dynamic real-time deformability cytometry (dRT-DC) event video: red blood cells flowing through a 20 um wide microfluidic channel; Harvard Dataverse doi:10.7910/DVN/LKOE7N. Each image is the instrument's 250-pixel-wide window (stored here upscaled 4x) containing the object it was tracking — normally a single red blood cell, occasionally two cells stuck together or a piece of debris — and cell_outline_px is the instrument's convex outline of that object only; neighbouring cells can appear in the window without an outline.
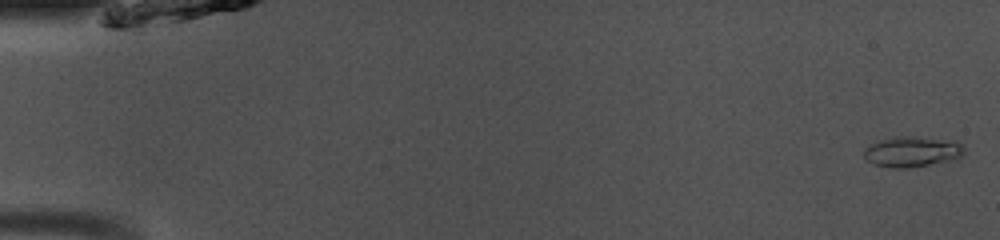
{"species": "common noctule bat (a hibernating species)", "species_latin": "Nyctalus noctula", "temperature_condition": "room temperature", "stored_images_in_passage": 49, "camera_frame_rate_fps": 3000, "um_per_image_px": 0.085, "animal": {"sex": "male", "body_mass_g": 13.0, "forearm_length_mm": 53.1}, "frame": {"image": 1, "passage_image": 1, "time_ms": 0.0, "image_size_px": [1000, 240], "cell_outline_px": [[964, 152], [960, 156], [928, 164], [904, 168], [892, 168], [872, 164], [864, 160], [864, 148], [872, 144], [884, 140], [908, 136], [956, 140], [964, 144]], "centroid_in_image_um": [77.51, 12.89], "position_along_channel_um": 7.5, "area_um2": 17.4}}
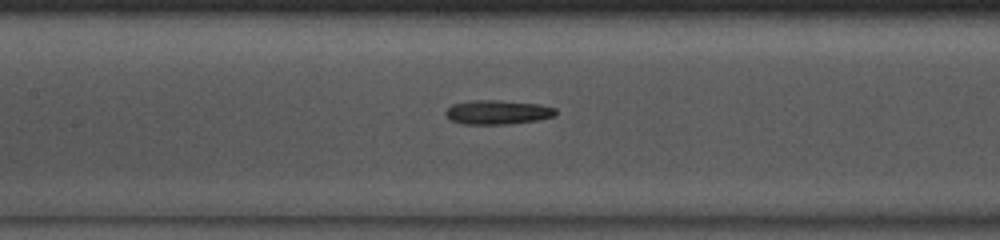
{"frame": {"image": 2, "passage_image": 23, "time_ms": 7.333, "image_size_px": [1000, 240], "cell_outline_px": [[556, 116], [536, 120], [508, 124], [464, 124], [452, 120], [444, 112], [452, 104], [476, 100], [500, 100], [540, 104], [556, 108]], "centroid_in_image_um": [42.33, 9.53], "position_along_channel_um": 165.1, "area_um2": 15.43}}
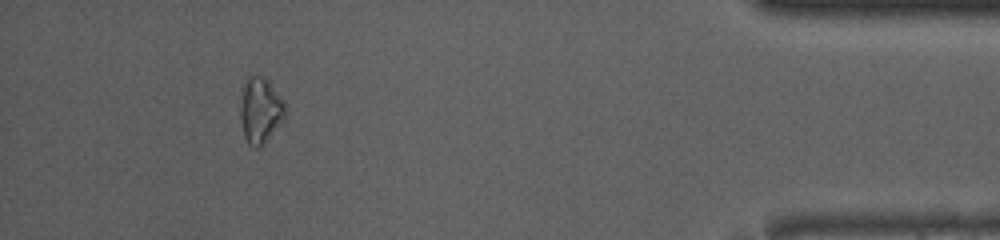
{"frame": {"image": 3, "passage_image": 45, "time_ms": 14.667, "image_size_px": [1000, 240], "cell_outline_px": [[288, 112], [284, 120], [264, 144], [260, 148], [252, 148], [248, 144], [244, 136], [240, 116], [240, 104], [244, 80], [248, 76], [264, 76], [268, 80], [288, 108]], "centroid_in_image_um": [22.14, 9.4], "position_along_channel_um": 413.1, "area_um2": 17.57}}